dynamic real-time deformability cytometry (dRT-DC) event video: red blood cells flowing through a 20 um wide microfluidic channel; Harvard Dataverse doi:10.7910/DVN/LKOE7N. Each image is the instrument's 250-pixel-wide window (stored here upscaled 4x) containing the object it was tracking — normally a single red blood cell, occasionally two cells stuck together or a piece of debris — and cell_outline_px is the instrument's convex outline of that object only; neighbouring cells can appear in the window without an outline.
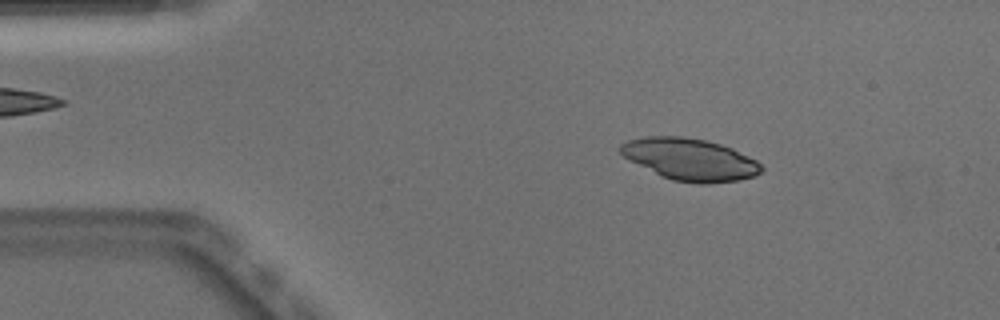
{"species": "Egyptian fruit bat (a non-hibernating species)", "species_latin": "Rousettus aegyptiacus", "temperature_condition": "warm", "stored_images_in_passage": 49, "camera_frame_rate_fps": 3000, "um_per_image_px": 0.085, "animal": {"sex": "male"}, "frame": {"image": 1, "passage_image": 7, "time_ms": 2.0, "image_size_px": [1000, 320], "cell_outline_px": [[764, 168], [760, 172], [752, 176], [740, 180], [708, 184], [700, 184], [672, 180], [660, 176], [624, 156], [620, 152], [620, 144], [628, 140], [644, 136], [684, 136], [704, 140], [720, 144], [732, 148], [756, 160]], "centroid_in_image_um": [58.65, 13.55], "position_along_channel_um": 26.3, "area_um2": 34.33}}